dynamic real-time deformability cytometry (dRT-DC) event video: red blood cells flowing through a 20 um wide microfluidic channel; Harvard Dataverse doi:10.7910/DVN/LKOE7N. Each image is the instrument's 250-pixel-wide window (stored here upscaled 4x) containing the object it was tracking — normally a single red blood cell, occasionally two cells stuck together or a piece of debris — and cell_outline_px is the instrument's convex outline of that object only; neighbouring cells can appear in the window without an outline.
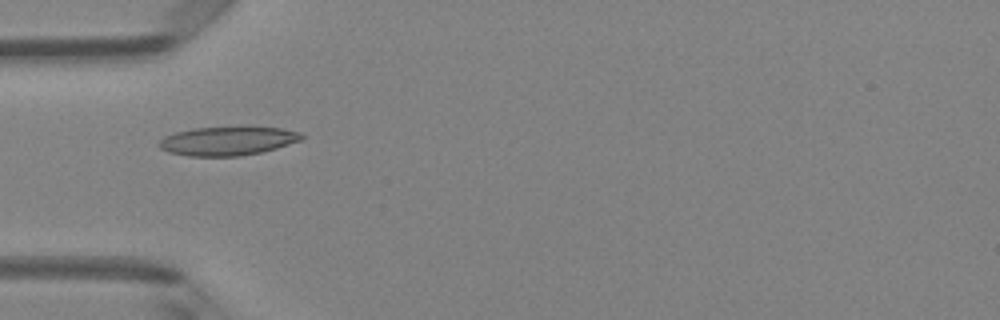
{"species": "Egyptian fruit bat (a non-hibernating species)", "species_latin": "Rousettus aegyptiacus", "temperature_condition": "room temperature", "stored_images_in_passage": 5, "camera_frame_rate_fps": 3000, "um_per_image_px": 0.085, "animal": {"sex": "female"}, "frame": {"image": 1, "passage_image": 4, "time_ms": 3.667, "image_size_px": [1000, 320], "cell_outline_px": [[304, 136], [300, 140], [276, 148], [260, 152], [240, 156], [188, 156], [168, 152], [160, 148], [156, 144], [164, 136], [176, 132], [192, 128], [280, 128], [300, 132]], "centroid_in_image_um": [19.28, 12.0], "position_along_channel_um": 65.7, "area_um2": 23.52}}
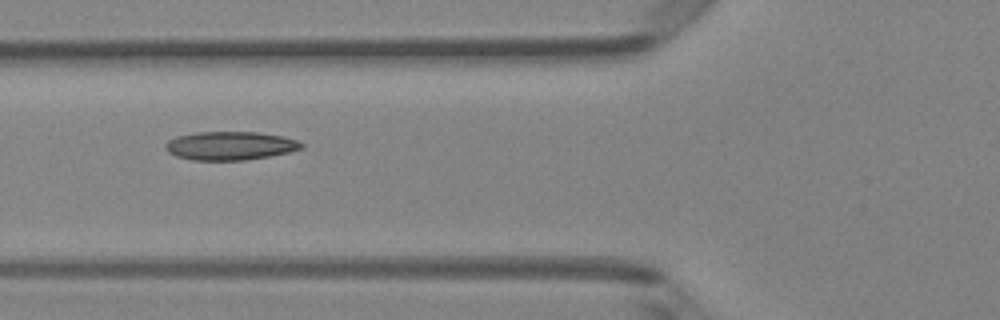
{"frame": {"image": 2, "passage_image": 5, "time_ms": 4.667, "image_size_px": [1000, 320], "cell_outline_px": [[304, 148], [288, 152], [268, 156], [244, 160], [192, 160], [176, 156], [168, 152], [164, 148], [164, 144], [168, 140], [176, 136], [196, 132], [256, 132], [280, 136], [296, 140], [304, 144]], "centroid_in_image_um": [19.51, 12.39], "position_along_channel_um": 106.3, "area_um2": 22.54}}